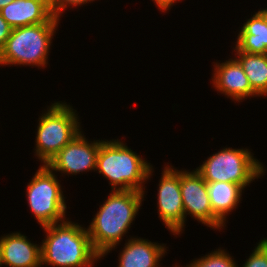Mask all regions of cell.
Instances as JSON below:
<instances>
[{"instance_id":"1","label":"cell","mask_w":267,"mask_h":267,"mask_svg":"<svg viewBox=\"0 0 267 267\" xmlns=\"http://www.w3.org/2000/svg\"><path fill=\"white\" fill-rule=\"evenodd\" d=\"M145 193L135 190H111L87 226L91 245L103 259L126 236L139 212Z\"/></svg>"},{"instance_id":"2","label":"cell","mask_w":267,"mask_h":267,"mask_svg":"<svg viewBox=\"0 0 267 267\" xmlns=\"http://www.w3.org/2000/svg\"><path fill=\"white\" fill-rule=\"evenodd\" d=\"M41 265L92 267L101 257L91 245L87 228L69 221L42 227Z\"/></svg>"},{"instance_id":"3","label":"cell","mask_w":267,"mask_h":267,"mask_svg":"<svg viewBox=\"0 0 267 267\" xmlns=\"http://www.w3.org/2000/svg\"><path fill=\"white\" fill-rule=\"evenodd\" d=\"M95 170L109 181L112 190L143 193L146 188L144 184H147L154 172L150 162L118 138L109 141L101 139Z\"/></svg>"},{"instance_id":"4","label":"cell","mask_w":267,"mask_h":267,"mask_svg":"<svg viewBox=\"0 0 267 267\" xmlns=\"http://www.w3.org/2000/svg\"><path fill=\"white\" fill-rule=\"evenodd\" d=\"M61 19L12 28L5 46L0 51L1 66H31L46 68L53 36Z\"/></svg>"},{"instance_id":"5","label":"cell","mask_w":267,"mask_h":267,"mask_svg":"<svg viewBox=\"0 0 267 267\" xmlns=\"http://www.w3.org/2000/svg\"><path fill=\"white\" fill-rule=\"evenodd\" d=\"M44 113V114H43ZM76 110L65 101H54L40 114L35 138V157L47 164L81 131Z\"/></svg>"},{"instance_id":"6","label":"cell","mask_w":267,"mask_h":267,"mask_svg":"<svg viewBox=\"0 0 267 267\" xmlns=\"http://www.w3.org/2000/svg\"><path fill=\"white\" fill-rule=\"evenodd\" d=\"M253 155L248 148L224 147L195 170L206 182L235 183L245 189L255 179L264 176L266 171Z\"/></svg>"},{"instance_id":"7","label":"cell","mask_w":267,"mask_h":267,"mask_svg":"<svg viewBox=\"0 0 267 267\" xmlns=\"http://www.w3.org/2000/svg\"><path fill=\"white\" fill-rule=\"evenodd\" d=\"M55 172L41 164L27 185V203L40 227L66 221L67 205Z\"/></svg>"},{"instance_id":"8","label":"cell","mask_w":267,"mask_h":267,"mask_svg":"<svg viewBox=\"0 0 267 267\" xmlns=\"http://www.w3.org/2000/svg\"><path fill=\"white\" fill-rule=\"evenodd\" d=\"M164 165L158 184L157 208L160 220L175 235L183 233L185 228V212L180 190V170L174 166Z\"/></svg>"},{"instance_id":"9","label":"cell","mask_w":267,"mask_h":267,"mask_svg":"<svg viewBox=\"0 0 267 267\" xmlns=\"http://www.w3.org/2000/svg\"><path fill=\"white\" fill-rule=\"evenodd\" d=\"M180 190L185 222L187 215H190L212 230L225 228L226 225L212 211L206 181L195 169L191 172L180 170Z\"/></svg>"},{"instance_id":"10","label":"cell","mask_w":267,"mask_h":267,"mask_svg":"<svg viewBox=\"0 0 267 267\" xmlns=\"http://www.w3.org/2000/svg\"><path fill=\"white\" fill-rule=\"evenodd\" d=\"M101 140L88 141L81 131L46 164L53 172L77 175L96 171Z\"/></svg>"},{"instance_id":"11","label":"cell","mask_w":267,"mask_h":267,"mask_svg":"<svg viewBox=\"0 0 267 267\" xmlns=\"http://www.w3.org/2000/svg\"><path fill=\"white\" fill-rule=\"evenodd\" d=\"M212 85L218 93L232 101L242 102L247 98L259 97L251 88L238 60L230 58L225 62H213Z\"/></svg>"},{"instance_id":"12","label":"cell","mask_w":267,"mask_h":267,"mask_svg":"<svg viewBox=\"0 0 267 267\" xmlns=\"http://www.w3.org/2000/svg\"><path fill=\"white\" fill-rule=\"evenodd\" d=\"M0 264L9 267H41V244L24 234L12 232L0 237Z\"/></svg>"},{"instance_id":"13","label":"cell","mask_w":267,"mask_h":267,"mask_svg":"<svg viewBox=\"0 0 267 267\" xmlns=\"http://www.w3.org/2000/svg\"><path fill=\"white\" fill-rule=\"evenodd\" d=\"M119 253L117 267H160V261L167 253L166 244L148 239L130 237Z\"/></svg>"},{"instance_id":"14","label":"cell","mask_w":267,"mask_h":267,"mask_svg":"<svg viewBox=\"0 0 267 267\" xmlns=\"http://www.w3.org/2000/svg\"><path fill=\"white\" fill-rule=\"evenodd\" d=\"M0 13L12 28L45 23L53 17L47 0H15Z\"/></svg>"},{"instance_id":"15","label":"cell","mask_w":267,"mask_h":267,"mask_svg":"<svg viewBox=\"0 0 267 267\" xmlns=\"http://www.w3.org/2000/svg\"><path fill=\"white\" fill-rule=\"evenodd\" d=\"M233 49L234 52L267 54V8H260L246 19L239 29Z\"/></svg>"},{"instance_id":"16","label":"cell","mask_w":267,"mask_h":267,"mask_svg":"<svg viewBox=\"0 0 267 267\" xmlns=\"http://www.w3.org/2000/svg\"><path fill=\"white\" fill-rule=\"evenodd\" d=\"M206 187L213 213L226 225V216L242 201L244 189L238 184L221 181L206 182Z\"/></svg>"},{"instance_id":"17","label":"cell","mask_w":267,"mask_h":267,"mask_svg":"<svg viewBox=\"0 0 267 267\" xmlns=\"http://www.w3.org/2000/svg\"><path fill=\"white\" fill-rule=\"evenodd\" d=\"M235 58L245 72L253 91L260 96H267V54L234 53Z\"/></svg>"},{"instance_id":"18","label":"cell","mask_w":267,"mask_h":267,"mask_svg":"<svg viewBox=\"0 0 267 267\" xmlns=\"http://www.w3.org/2000/svg\"><path fill=\"white\" fill-rule=\"evenodd\" d=\"M225 249L214 250L203 257L193 259L190 264L185 267H238V264Z\"/></svg>"},{"instance_id":"19","label":"cell","mask_w":267,"mask_h":267,"mask_svg":"<svg viewBox=\"0 0 267 267\" xmlns=\"http://www.w3.org/2000/svg\"><path fill=\"white\" fill-rule=\"evenodd\" d=\"M93 1L95 0H47V4L53 16L60 19L63 12H65V10L67 11L68 8L72 9L76 6L81 7V5L88 4Z\"/></svg>"},{"instance_id":"20","label":"cell","mask_w":267,"mask_h":267,"mask_svg":"<svg viewBox=\"0 0 267 267\" xmlns=\"http://www.w3.org/2000/svg\"><path fill=\"white\" fill-rule=\"evenodd\" d=\"M242 267H267L266 252L257 244Z\"/></svg>"},{"instance_id":"21","label":"cell","mask_w":267,"mask_h":267,"mask_svg":"<svg viewBox=\"0 0 267 267\" xmlns=\"http://www.w3.org/2000/svg\"><path fill=\"white\" fill-rule=\"evenodd\" d=\"M12 31V27L7 23V21L2 17L0 13V51L6 44Z\"/></svg>"},{"instance_id":"22","label":"cell","mask_w":267,"mask_h":267,"mask_svg":"<svg viewBox=\"0 0 267 267\" xmlns=\"http://www.w3.org/2000/svg\"><path fill=\"white\" fill-rule=\"evenodd\" d=\"M161 12L167 13L172 6L180 0H152Z\"/></svg>"},{"instance_id":"23","label":"cell","mask_w":267,"mask_h":267,"mask_svg":"<svg viewBox=\"0 0 267 267\" xmlns=\"http://www.w3.org/2000/svg\"><path fill=\"white\" fill-rule=\"evenodd\" d=\"M267 254V238H263L261 239L258 243H257Z\"/></svg>"},{"instance_id":"24","label":"cell","mask_w":267,"mask_h":267,"mask_svg":"<svg viewBox=\"0 0 267 267\" xmlns=\"http://www.w3.org/2000/svg\"><path fill=\"white\" fill-rule=\"evenodd\" d=\"M15 0H0V9Z\"/></svg>"}]
</instances>
